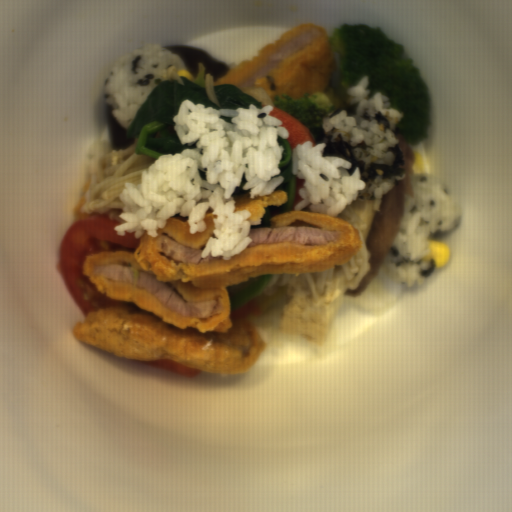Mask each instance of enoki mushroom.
Returning a JSON list of instances; mask_svg holds the SVG:
<instances>
[{
	"mask_svg": "<svg viewBox=\"0 0 512 512\" xmlns=\"http://www.w3.org/2000/svg\"><path fill=\"white\" fill-rule=\"evenodd\" d=\"M170 218H178V219H181L183 221H187L189 220V217L188 216H181L179 213L177 215H173L172 217Z\"/></svg>",
	"mask_w": 512,
	"mask_h": 512,
	"instance_id": "b455804f",
	"label": "enoki mushroom"
},
{
	"mask_svg": "<svg viewBox=\"0 0 512 512\" xmlns=\"http://www.w3.org/2000/svg\"><path fill=\"white\" fill-rule=\"evenodd\" d=\"M199 77H204L205 91H206L207 95L209 96L210 100L218 106V101L213 93V89L215 86L213 84L214 81L212 79L211 74L205 73V64H203L202 62L200 64H198V72H197L195 80L198 79Z\"/></svg>",
	"mask_w": 512,
	"mask_h": 512,
	"instance_id": "5e9bcc2f",
	"label": "enoki mushroom"
},
{
	"mask_svg": "<svg viewBox=\"0 0 512 512\" xmlns=\"http://www.w3.org/2000/svg\"><path fill=\"white\" fill-rule=\"evenodd\" d=\"M240 90H242L243 92H245L246 94H248L249 96H251L252 98L257 100L258 102H260L262 104L263 108L265 106H273L274 107L275 100L273 99V101H272L271 98L269 97L268 93L266 91H264L263 89H261L260 87L240 88Z\"/></svg>",
	"mask_w": 512,
	"mask_h": 512,
	"instance_id": "6f350940",
	"label": "enoki mushroom"
},
{
	"mask_svg": "<svg viewBox=\"0 0 512 512\" xmlns=\"http://www.w3.org/2000/svg\"><path fill=\"white\" fill-rule=\"evenodd\" d=\"M135 143L125 150H112L111 142L106 140L94 148L87 162L90 182L81 212L108 213L109 219L127 223L119 217L125 207L120 194L127 183L140 184L142 172L157 160L136 154Z\"/></svg>",
	"mask_w": 512,
	"mask_h": 512,
	"instance_id": "6df1b440",
	"label": "enoki mushroom"
},
{
	"mask_svg": "<svg viewBox=\"0 0 512 512\" xmlns=\"http://www.w3.org/2000/svg\"><path fill=\"white\" fill-rule=\"evenodd\" d=\"M361 239L360 250L342 265L322 272L272 274L262 293L284 290L281 332L291 333L313 348L326 343L345 295L357 290L371 269L372 256L365 238Z\"/></svg>",
	"mask_w": 512,
	"mask_h": 512,
	"instance_id": "cea9216a",
	"label": "enoki mushroom"
},
{
	"mask_svg": "<svg viewBox=\"0 0 512 512\" xmlns=\"http://www.w3.org/2000/svg\"><path fill=\"white\" fill-rule=\"evenodd\" d=\"M166 77L170 80V79H175V78H180L179 77V74H178V70H177V67H169L167 68V71H166Z\"/></svg>",
	"mask_w": 512,
	"mask_h": 512,
	"instance_id": "6285f825",
	"label": "enoki mushroom"
}]
</instances>
